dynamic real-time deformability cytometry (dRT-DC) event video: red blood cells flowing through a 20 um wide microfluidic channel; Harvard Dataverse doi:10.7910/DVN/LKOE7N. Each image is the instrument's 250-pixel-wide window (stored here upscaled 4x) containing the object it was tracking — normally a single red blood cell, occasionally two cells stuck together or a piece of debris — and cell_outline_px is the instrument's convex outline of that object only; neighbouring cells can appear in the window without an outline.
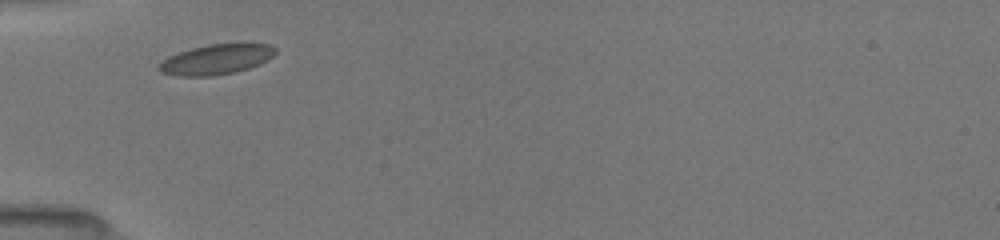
{"species": "common noctule bat (a hibernating species)", "species_latin": "Nyctalus noctula", "temperature_condition": "room temperature", "stored_images_in_passage": 5, "camera_frame_rate_fps": 3000, "um_per_image_px": 0.085, "animal": {"sex": "female", "body_mass_g": 19.5, "forearm_length_mm": 54.1}, "frame": {"image": 1, "passage_image": 1, "time_ms": 0.0, "image_size_px": [1000, 240], "cell_outline_px": [[276, 52], [268, 60], [260, 64], [236, 72], [212, 76], [180, 76], [160, 72], [156, 68], [156, 64], [168, 56], [192, 48], [208, 44], [272, 44], [276, 48]], "centroid_in_image_um": [18.35, 5.06], "position_along_channel_um": 66.6, "area_um2": 20.52}}
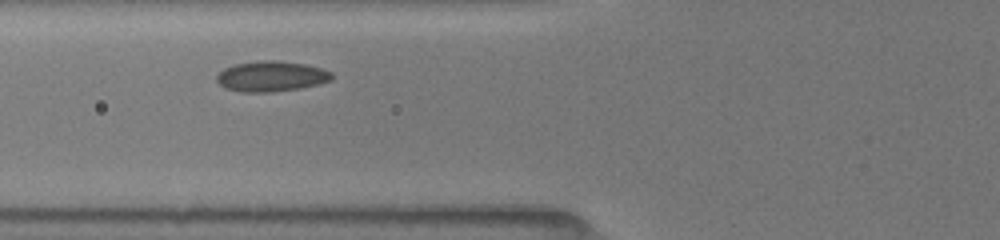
{"frame": {"image": 2, "passage_image": 2, "time_ms": 1.0, "image_size_px": [1000, 240], "cell_outline_px": [[332, 80], [300, 88], [272, 92], [240, 92], [224, 88], [216, 80], [216, 76], [224, 68], [236, 64], [260, 60], [276, 60], [304, 64], [324, 68], [332, 72]], "centroid_in_image_um": [23.05, 6.48], "position_along_channel_um": 102.7, "area_um2": 20.46}}
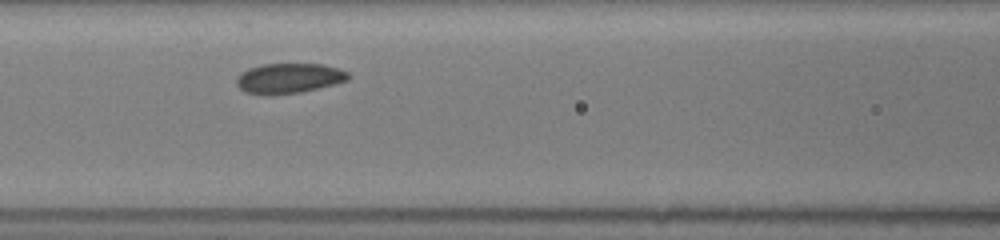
{"frame": {"image": 3, "passage_image": 4, "time_ms": 2.0, "image_size_px": [1000, 240], "cell_outline_px": [[352, 76], [348, 80], [300, 92], [272, 96], [260, 96], [244, 92], [236, 84], [236, 80], [240, 72], [248, 68], [260, 64], [324, 64], [348, 72]], "centroid_in_image_um": [24.49, 6.66], "position_along_channel_um": 142.1, "area_um2": 19.88}}